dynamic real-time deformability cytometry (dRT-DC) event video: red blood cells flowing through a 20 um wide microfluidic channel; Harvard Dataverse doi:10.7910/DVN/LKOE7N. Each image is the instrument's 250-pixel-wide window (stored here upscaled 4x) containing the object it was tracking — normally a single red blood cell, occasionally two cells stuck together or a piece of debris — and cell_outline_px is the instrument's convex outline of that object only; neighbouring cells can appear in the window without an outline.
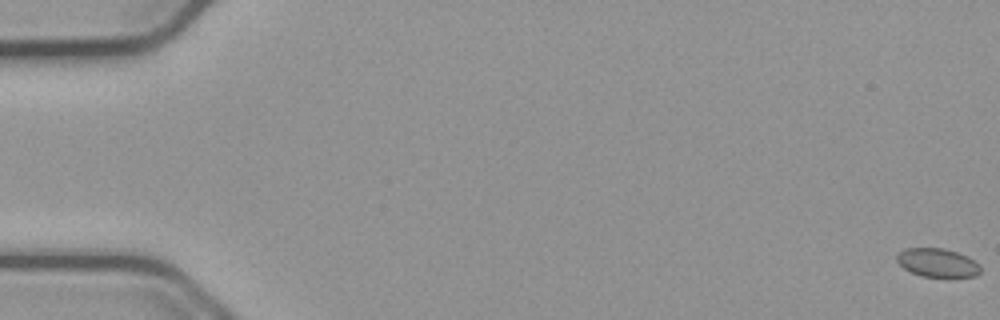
{"species": "common noctule bat (a hibernating species)", "species_latin": "Nyctalus noctula", "temperature_condition": "cold", "stored_images_in_passage": 17, "camera_frame_rate_fps": 3000, "um_per_image_px": 0.085, "animal": {"sex": "male", "body_mass_g": 23.1, "forearm_length_mm": 52.7}, "frame": {"image": 1, "passage_image": 1, "time_ms": 0.0, "image_size_px": [1000, 320], "cell_outline_px": [[980, 272], [976, 276], [948, 280], [920, 276], [904, 268], [896, 260], [896, 256], [904, 248], [944, 248], [968, 256], [980, 268]], "centroid_in_image_um": [79.7, 22.38], "position_along_channel_um": 5.3, "area_um2": 14.45}}